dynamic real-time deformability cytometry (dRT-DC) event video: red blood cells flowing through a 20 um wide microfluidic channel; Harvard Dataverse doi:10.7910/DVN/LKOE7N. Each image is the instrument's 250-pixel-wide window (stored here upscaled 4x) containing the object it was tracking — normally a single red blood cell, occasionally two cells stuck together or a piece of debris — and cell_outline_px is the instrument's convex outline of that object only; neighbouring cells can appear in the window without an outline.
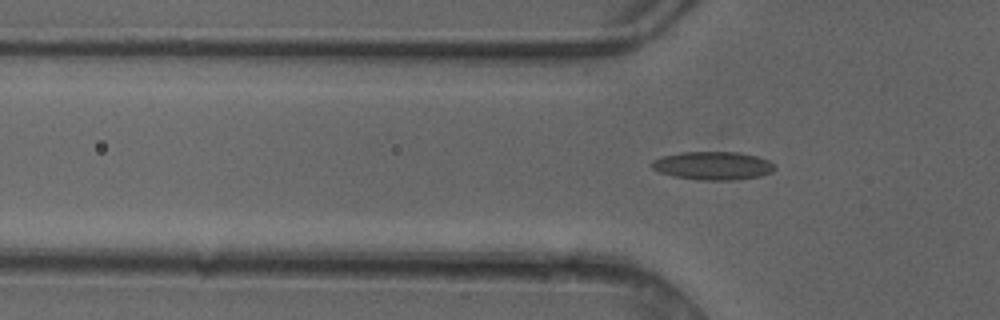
{"species": "common noctule bat (a hibernating species)", "species_latin": "Nyctalus noctula", "temperature_condition": "cold", "stored_images_in_passage": 4, "camera_frame_rate_fps": 3000, "um_per_image_px": 0.085, "animal": {"sex": "female"}, "frame": {"image": 1, "passage_image": 4, "time_ms": 1.0, "image_size_px": [1000, 320], "cell_outline_px": [[776, 168], [772, 172], [760, 176], [736, 180], [700, 180], [672, 176], [660, 172], [652, 168], [652, 160], [660, 156], [680, 152], [740, 152], [756, 156], [768, 160], [776, 164]], "centroid_in_image_um": [60.61, 14.08], "position_along_channel_um": 65.2, "area_um2": 20.46}}